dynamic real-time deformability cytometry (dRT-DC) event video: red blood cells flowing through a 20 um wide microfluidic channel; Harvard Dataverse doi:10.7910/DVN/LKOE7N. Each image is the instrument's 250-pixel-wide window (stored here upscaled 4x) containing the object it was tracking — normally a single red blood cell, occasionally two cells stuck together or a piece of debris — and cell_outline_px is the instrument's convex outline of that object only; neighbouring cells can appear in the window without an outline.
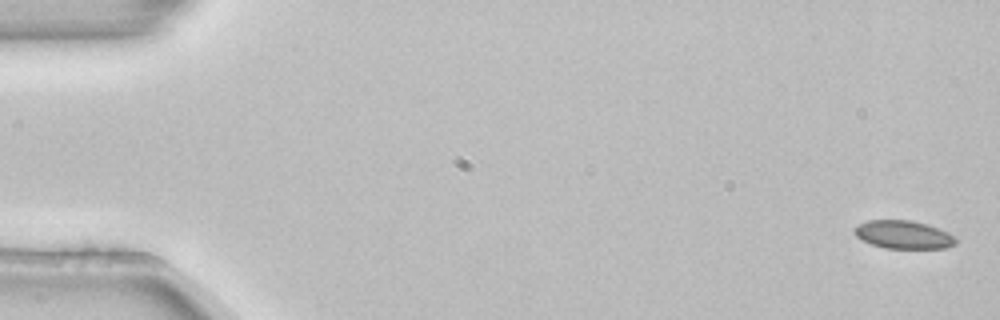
{"species": "common noctule bat (a hibernating species)", "species_latin": "Nyctalus noctula", "temperature_condition": "room temperature", "stored_images_in_passage": 6, "camera_frame_rate_fps": 3000, "um_per_image_px": 0.085, "animal": {"sex": "female", "body_mass_g": 22.7, "forearm_length_mm": 54.2}, "frame": {"image": 1, "passage_image": 1, "time_ms": 0.0, "image_size_px": [1000, 320], "cell_outline_px": [[956, 244], [944, 248], [884, 248], [872, 244], [856, 236], [852, 232], [856, 224], [868, 220], [912, 220], [948, 232], [956, 236]], "centroid_in_image_um": [76.76, 19.94], "position_along_channel_um": 8.2, "area_um2": 16.59}}
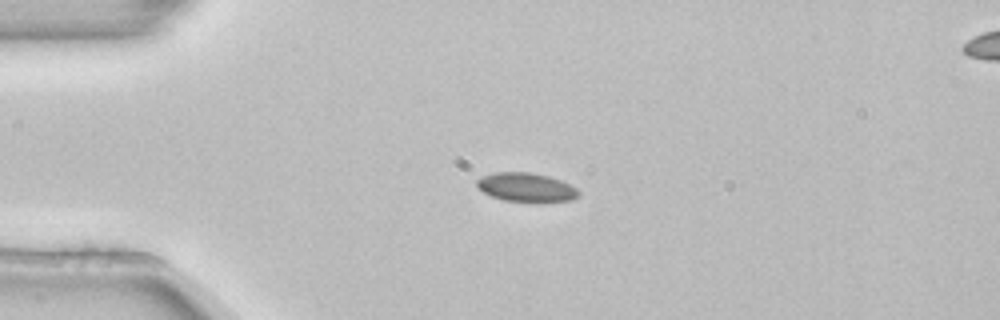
{"frame": {"image": 2, "passage_image": 4, "time_ms": 1.0, "image_size_px": [1000, 320], "cell_outline_px": [[580, 196], [572, 200], [504, 200], [492, 196], [484, 192], [476, 184], [476, 180], [480, 176], [496, 172], [532, 172], [548, 176], [560, 180], [576, 188], [580, 192]], "centroid_in_image_um": [44.71, 15.88], "position_along_channel_um": 40.3, "area_um2": 16.65}}